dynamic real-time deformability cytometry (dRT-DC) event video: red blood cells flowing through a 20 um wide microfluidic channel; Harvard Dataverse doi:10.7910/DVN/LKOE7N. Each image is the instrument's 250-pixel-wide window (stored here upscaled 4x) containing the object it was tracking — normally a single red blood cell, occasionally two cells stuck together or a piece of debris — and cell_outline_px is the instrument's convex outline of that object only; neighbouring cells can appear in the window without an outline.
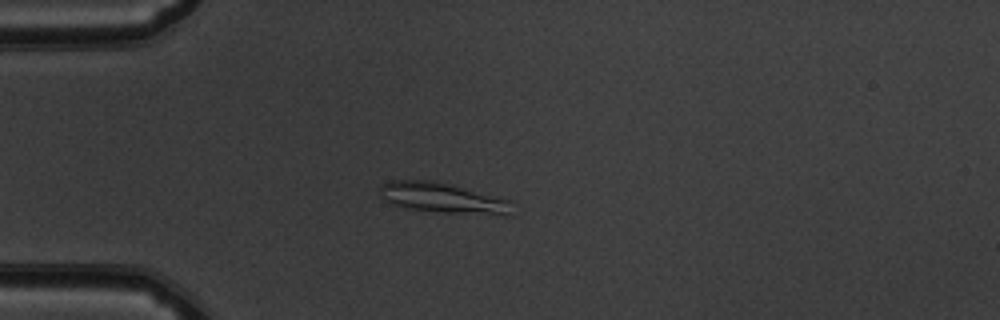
{"species": "common noctule bat (a hibernating species)", "species_latin": "Nyctalus noctula", "temperature_condition": "warm", "stored_images_in_passage": 43, "camera_frame_rate_fps": 3000, "um_per_image_px": 0.085, "animal": {"sex": "male", "body_mass_g": 19.5, "forearm_length_mm": 54.6}, "frame": {"image": 1, "passage_image": 4, "time_ms": 1.0, "image_size_px": [1000, 320], "cell_outline_px": [[512, 216], [500, 216], [444, 212], [408, 208], [392, 204], [384, 200], [380, 196], [380, 184], [392, 180], [432, 180], [452, 184], [496, 196], [508, 200]], "centroid_in_image_um": [37.63, 16.83], "position_along_channel_um": 47.4, "area_um2": 23.47}}
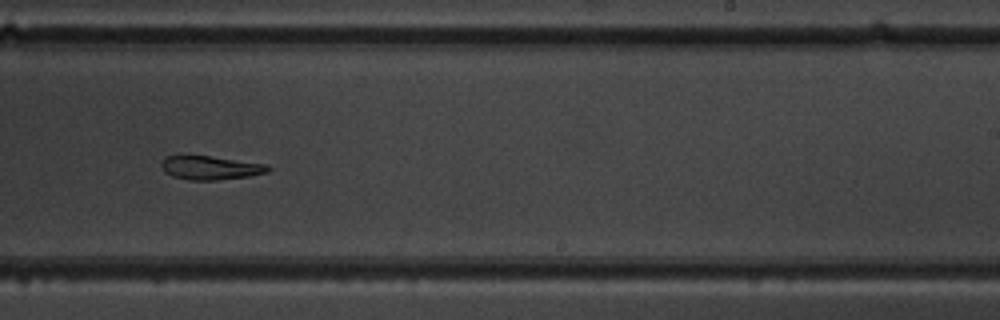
{"frame": {"image": 2, "passage_image": 23, "time_ms": 7.333, "image_size_px": [1000, 320], "cell_outline_px": [[272, 168], [268, 172], [248, 176], [216, 180], [188, 180], [172, 176], [164, 172], [160, 164], [164, 156], [208, 156], [268, 164]], "centroid_in_image_um": [17.88, 14.26], "position_along_channel_um": 271.1, "area_um2": 14.74}}
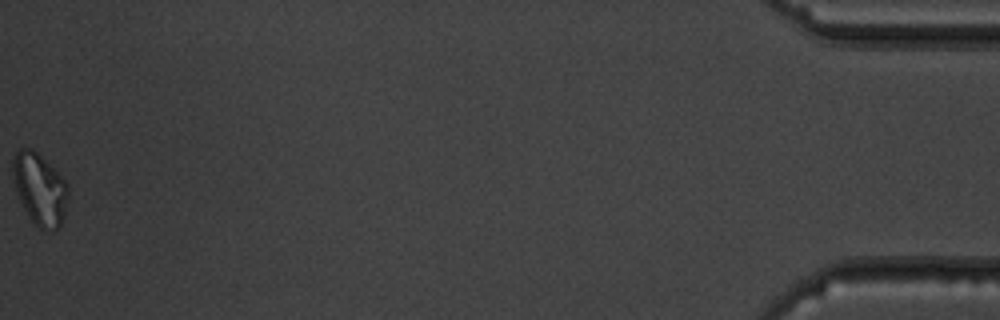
{"frame": {"image": 3, "passage_image": 43, "time_ms": 14.0, "image_size_px": [1000, 320], "cell_outline_px": [[68, 200], [64, 216], [60, 224], [56, 228], [40, 228], [32, 220], [24, 208], [16, 192], [12, 176], [12, 156], [20, 148], [32, 148], [68, 184]], "centroid_in_image_um": [3.35, 16.03], "position_along_channel_um": 431.8, "area_um2": 22.66}, "authors_computed_cell_mechanics": {"area_um2": 15.7794, "velocity_mm_per_s": 3.8286, "shape_relaxation_time_tau1_ms": null, "shape_relaxation_time_tau2_ms": 3.7748, "deformation_change_tau1": null, "deformation_change_tau2": 0.1341}}